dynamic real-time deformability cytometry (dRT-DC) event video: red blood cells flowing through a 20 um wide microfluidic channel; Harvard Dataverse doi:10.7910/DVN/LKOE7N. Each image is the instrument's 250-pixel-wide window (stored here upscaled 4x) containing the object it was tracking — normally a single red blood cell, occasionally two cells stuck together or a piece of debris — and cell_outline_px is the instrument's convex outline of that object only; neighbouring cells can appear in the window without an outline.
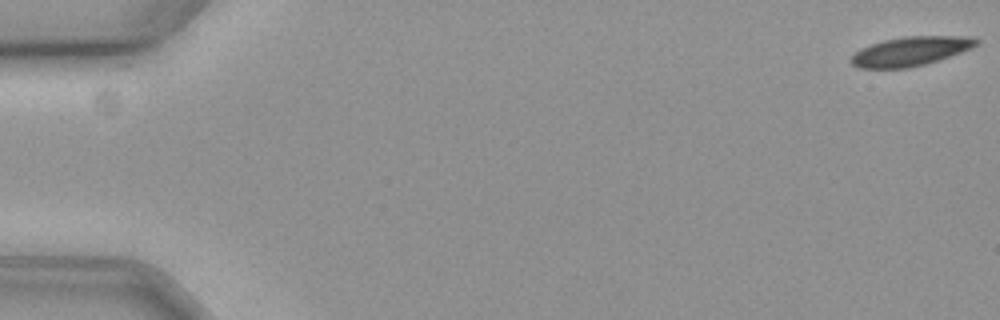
{"species": "common noctule bat (a hibernating species)", "species_latin": "Nyctalus noctula", "temperature_condition": "cold", "stored_images_in_passage": 10, "camera_frame_rate_fps": 3000, "um_per_image_px": 0.085, "animal": {"sex": "female", "body_mass_g": 19.3, "forearm_length_mm": 54.1}, "frame": {"image": 1, "passage_image": 1, "time_ms": 0.0, "image_size_px": [1000, 320], "cell_outline_px": [[980, 40], [976, 44], [960, 52], [924, 64], [908, 68], [860, 68], [852, 64], [852, 56], [860, 48], [884, 40], [904, 36], [960, 36]], "centroid_in_image_um": [77.33, 4.35], "position_along_channel_um": 7.7, "area_um2": 20.69}}